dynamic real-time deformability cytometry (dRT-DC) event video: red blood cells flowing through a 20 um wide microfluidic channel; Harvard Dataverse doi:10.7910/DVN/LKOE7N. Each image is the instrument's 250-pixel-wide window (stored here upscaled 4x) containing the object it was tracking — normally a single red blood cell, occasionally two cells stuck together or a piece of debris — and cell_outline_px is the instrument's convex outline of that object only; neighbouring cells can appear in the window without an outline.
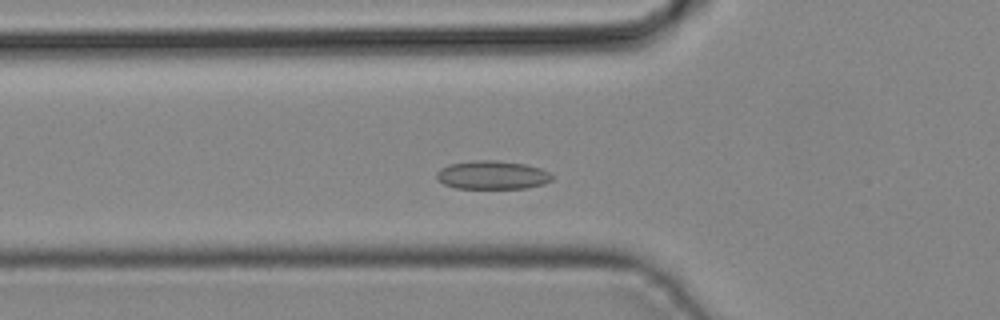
{"species": "common noctule bat (a hibernating species)", "species_latin": "Nyctalus noctula", "temperature_condition": "cold", "stored_images_in_passage": 35, "camera_frame_rate_fps": 3000, "um_per_image_px": 0.085, "animal": {"sex": "male", "body_mass_g": 19.2, "forearm_length_mm": 51.8}, "frame": {"image": 1, "passage_image": 7, "time_ms": 2.0, "image_size_px": [1000, 320], "cell_outline_px": [[552, 180], [544, 184], [524, 188], [456, 188], [444, 184], [436, 180], [436, 172], [440, 168], [448, 164], [476, 160], [496, 160], [524, 164], [540, 168], [548, 172], [552, 176]], "centroid_in_image_um": [41.8, 14.87], "position_along_channel_um": 84.0, "area_um2": 19.19}}
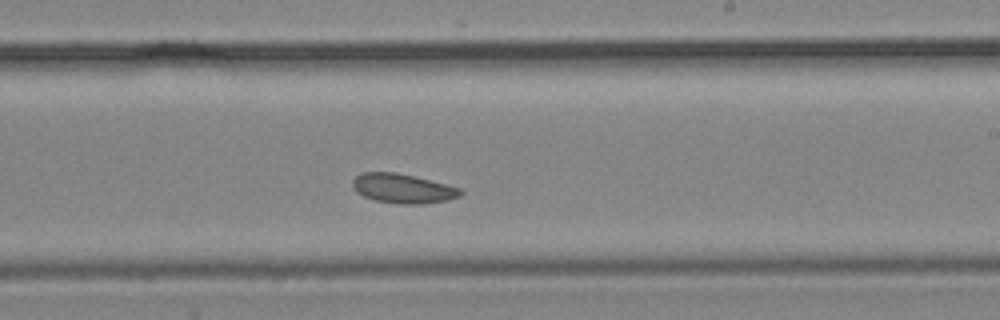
{"frame": {"image": 2, "passage_image": 18, "time_ms": 5.667, "image_size_px": [1000, 320], "cell_outline_px": [[464, 192], [460, 196], [448, 200], [424, 204], [400, 204], [376, 200], [364, 196], [356, 192], [352, 188], [352, 180], [356, 176], [364, 172], [396, 172], [460, 188]], "centroid_in_image_um": [34.22, 16.03], "position_along_channel_um": 254.8, "area_um2": 18.38}}
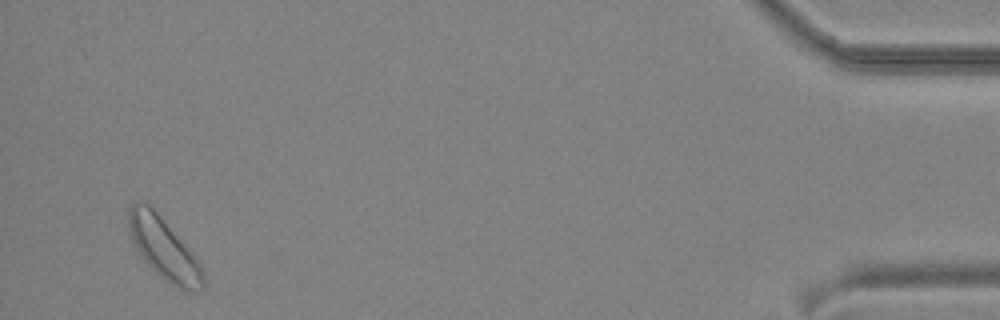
{"frame": {"image": 3, "passage_image": 34, "time_ms": 11.0, "image_size_px": [1000, 320], "cell_outline_px": [[204, 288], [176, 288], [160, 276], [144, 260], [128, 236], [128, 208], [136, 200], [140, 200], [148, 204], [156, 212], [200, 264], [204, 276]], "centroid_in_image_um": [13.83, 21.08], "position_along_channel_um": 421.4, "area_um2": 25.78}}